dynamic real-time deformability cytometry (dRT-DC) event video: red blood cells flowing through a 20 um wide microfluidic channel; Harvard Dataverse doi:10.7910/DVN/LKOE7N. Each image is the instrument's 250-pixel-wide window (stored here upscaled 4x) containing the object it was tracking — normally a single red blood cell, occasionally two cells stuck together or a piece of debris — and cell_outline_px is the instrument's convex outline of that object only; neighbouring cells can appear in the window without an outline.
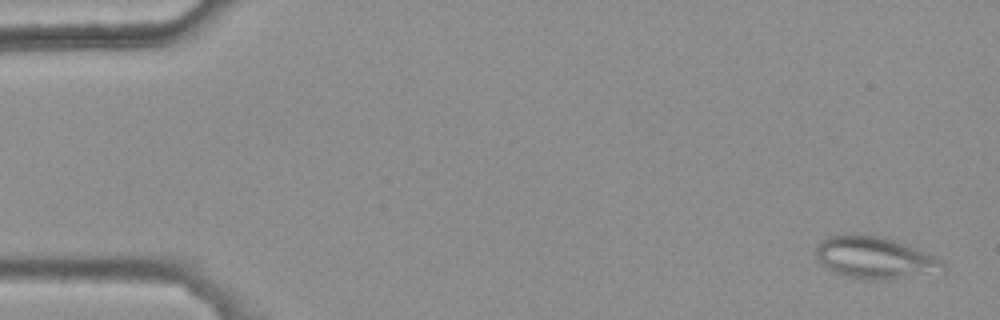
{"species": "common noctule bat (a hibernating species)", "species_latin": "Nyctalus noctula", "temperature_condition": "warm", "stored_images_in_passage": 45, "camera_frame_rate_fps": 3000, "um_per_image_px": 0.085, "animal": {"sex": "female", "body_mass_g": 25.1}, "frame": {"image": 1, "passage_image": 2, "time_ms": 0.333, "image_size_px": [1000, 320], "cell_outline_px": [[944, 276], [892, 280], [860, 280], [844, 276], [832, 272], [824, 268], [820, 264], [816, 256], [816, 244], [820, 240], [828, 236], [844, 232], [860, 232], [884, 236], [896, 240], [936, 256], [944, 264]], "centroid_in_image_um": [74.41, 21.92], "position_along_channel_um": 10.6, "area_um2": 33.35}}
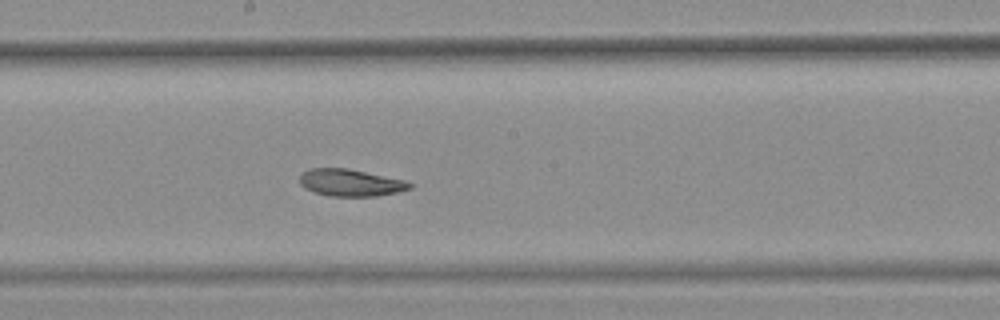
{"frame": {"image": 2, "passage_image": 29, "time_ms": 9.333, "image_size_px": [1000, 320], "cell_outline_px": [[416, 184], [412, 188], [400, 192], [376, 196], [328, 196], [312, 192], [304, 188], [300, 184], [300, 176], [308, 168], [348, 168], [404, 180]], "centroid_in_image_um": [29.81, 15.53], "position_along_channel_um": 218.4, "area_um2": 17.57}}
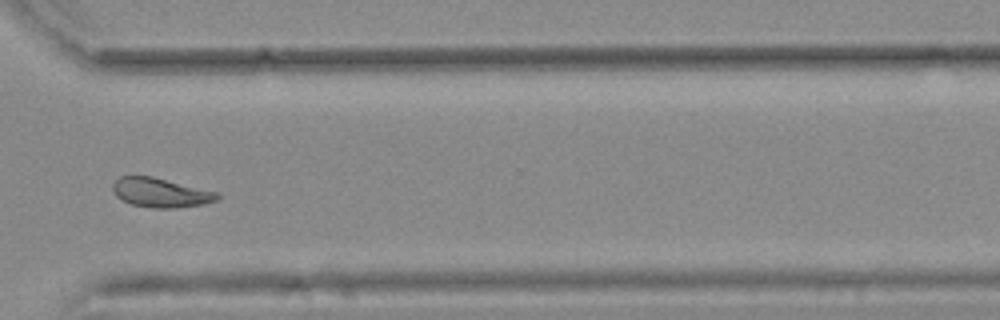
{"frame": {"image": 3, "passage_image": 40, "time_ms": 13.0, "image_size_px": [1000, 320], "cell_outline_px": [[220, 196], [216, 200], [204, 204], [176, 208], [152, 208], [132, 204], [116, 196], [112, 188], [112, 184], [120, 176], [152, 176], [220, 192]], "centroid_in_image_um": [13.69, 16.37], "position_along_channel_um": 356.9, "area_um2": 17.92}, "authors_computed_cell_mechanics": {"area_um2": 18.7272, "velocity_mm_per_s": 3.76, "shape_relaxation_time_tau1_ms": null, "shape_relaxation_time_tau2_ms": 3.4097, "deformation_change_tau1": null, "deformation_change_tau2": 0.1025}}